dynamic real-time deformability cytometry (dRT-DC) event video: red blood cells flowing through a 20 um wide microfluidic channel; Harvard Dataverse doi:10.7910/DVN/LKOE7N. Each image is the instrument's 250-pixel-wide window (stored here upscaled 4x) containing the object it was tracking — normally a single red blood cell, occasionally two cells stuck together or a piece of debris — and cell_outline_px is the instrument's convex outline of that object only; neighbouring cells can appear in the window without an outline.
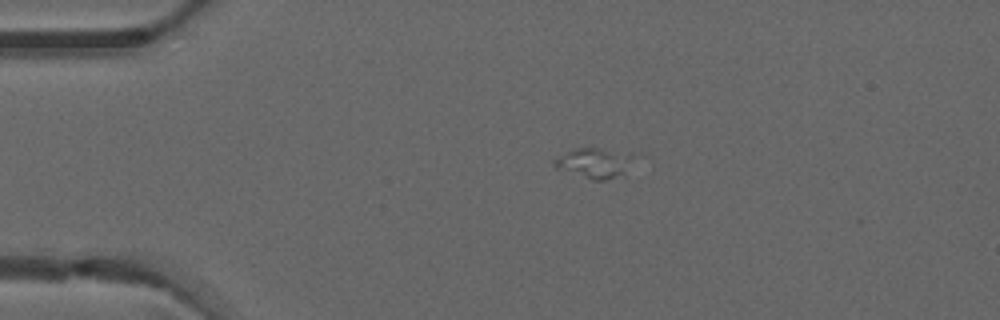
{"species": "common noctule bat (a hibernating species)", "species_latin": "Nyctalus noctula", "temperature_condition": "warm", "stored_images_in_passage": 2, "camera_frame_rate_fps": 3000, "um_per_image_px": 0.085, "animal": {"sex": "male", "forearm_length_mm": 52.5}, "frame": {"image": 1, "passage_image": 2, "time_ms": 0.333, "image_size_px": [1000, 320], "cell_outline_px": [[632, 156], [624, 176], [604, 180], [592, 180], [556, 168], [552, 164], [552, 160], [576, 148], [600, 148]], "centroid_in_image_um": [50.46, 13.89], "position_along_channel_um": 34.5, "area_um2": 13.47}}